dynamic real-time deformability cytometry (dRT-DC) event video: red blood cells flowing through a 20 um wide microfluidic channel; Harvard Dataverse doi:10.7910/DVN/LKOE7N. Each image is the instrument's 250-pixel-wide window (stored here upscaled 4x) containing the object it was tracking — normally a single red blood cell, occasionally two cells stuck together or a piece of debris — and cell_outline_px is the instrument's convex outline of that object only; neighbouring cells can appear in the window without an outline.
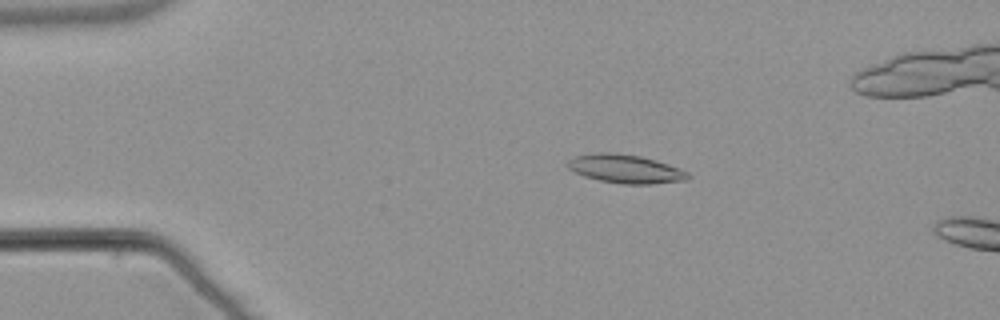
{"species": "common noctule bat (a hibernating species)", "species_latin": "Nyctalus noctula", "temperature_condition": "warm", "stored_images_in_passage": 55, "camera_frame_rate_fps": 3000, "um_per_image_px": 0.085, "animal": {"sex": "male", "body_mass_g": 21.5, "forearm_length_mm": 52.0}, "frame": {"image": 1, "passage_image": 11, "time_ms": 3.333, "image_size_px": [1000, 320], "cell_outline_px": [[692, 176], [688, 180], [652, 184], [624, 184], [600, 180], [584, 176], [568, 168], [568, 160], [572, 156], [592, 152], [616, 152], [640, 156], [656, 160], [680, 168], [688, 172]], "centroid_in_image_um": [53.18, 14.34], "position_along_channel_um": 31.8, "area_um2": 20.29}}
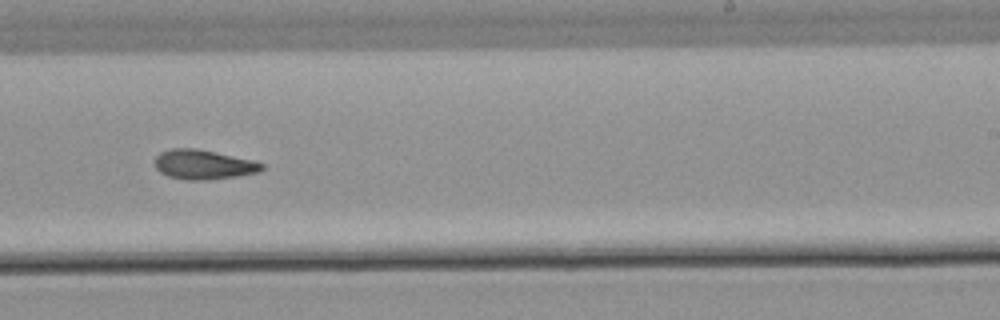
{"frame": {"image": 2, "passage_image": 34, "time_ms": 11.0, "image_size_px": [1000, 320], "cell_outline_px": [[264, 168], [260, 172], [236, 176], [208, 180], [188, 180], [168, 176], [160, 172], [156, 168], [156, 156], [160, 152], [172, 148], [196, 148], [252, 160], [264, 164]], "centroid_in_image_um": [17.3, 13.99], "position_along_channel_um": 271.7, "area_um2": 18.32}}
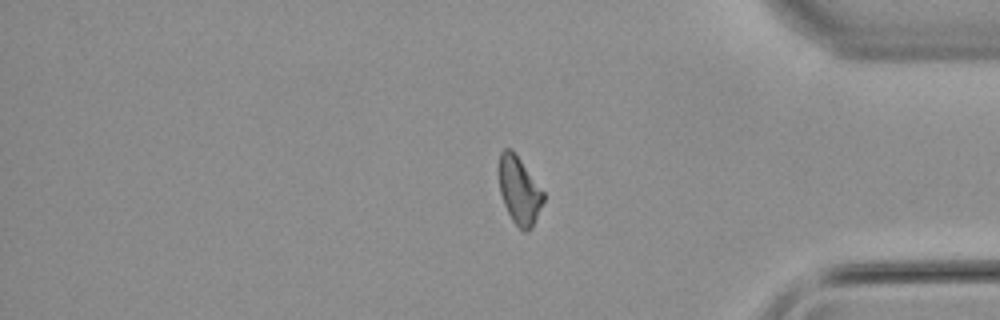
{"frame": {"image": 3, "passage_image": 45, "time_ms": 14.667, "image_size_px": [1000, 320], "cell_outline_px": [[544, 200], [532, 228], [528, 232], [524, 232], [512, 220], [504, 204], [500, 192], [500, 152], [504, 148], [512, 148], [544, 192]], "centroid_in_image_um": [44.15, 16.2], "position_along_channel_um": 391.0, "area_um2": 17.28}}